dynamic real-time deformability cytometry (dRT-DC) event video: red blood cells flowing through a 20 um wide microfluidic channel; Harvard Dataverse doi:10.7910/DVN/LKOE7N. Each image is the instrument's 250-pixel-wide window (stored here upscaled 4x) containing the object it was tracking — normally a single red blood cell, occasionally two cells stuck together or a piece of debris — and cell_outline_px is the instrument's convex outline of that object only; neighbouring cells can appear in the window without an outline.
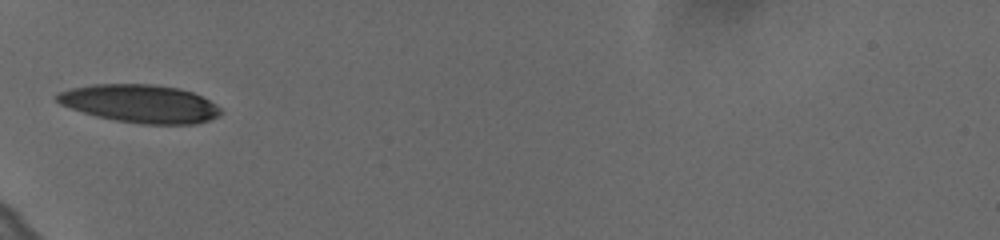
{"species": "human", "species_latin": "Homo sapiens", "temperature_condition": "cold", "stored_images_in_passage": 6, "camera_frame_rate_fps": 3000, "um_per_image_px": 0.085, "donor": {"sex": "female"}, "frame": {"image": 1, "passage_image": 1, "time_ms": 0.0, "image_size_px": [1000, 240], "cell_outline_px": [[220, 112], [216, 116], [208, 120], [196, 124], [144, 124], [116, 120], [96, 116], [60, 104], [56, 100], [56, 96], [60, 92], [72, 88], [92, 84], [152, 84], [180, 88], [192, 92], [216, 104], [220, 108]], "centroid_in_image_um": [11.91, 8.8], "position_along_channel_um": 73.1, "area_um2": 35.95}}
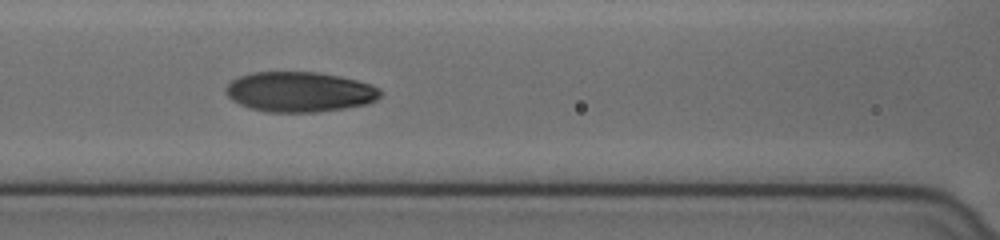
{"frame": {"image": 2, "passage_image": 3, "time_ms": 0.667, "image_size_px": [1000, 240], "cell_outline_px": [[380, 96], [376, 100], [368, 104], [344, 108], [316, 112], [264, 112], [240, 104], [232, 100], [224, 92], [224, 88], [232, 80], [240, 76], [252, 72], [316, 72], [340, 76], [372, 84], [380, 88]], "centroid_in_image_um": [25.46, 7.81], "position_along_channel_um": 141.1, "area_um2": 36.24}}
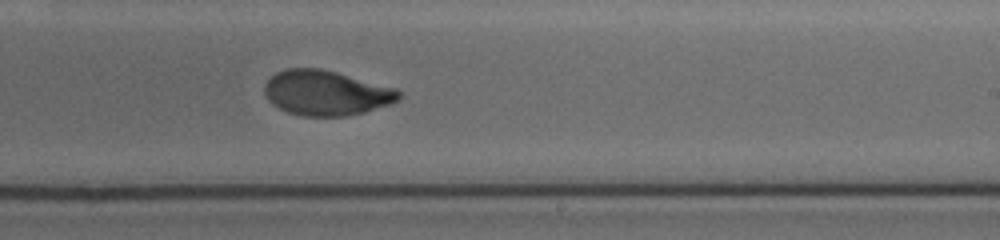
{"frame": {"image": 3, "passage_image": 6, "time_ms": 1.667, "image_size_px": [1000, 240], "cell_outline_px": [[400, 100], [392, 104], [364, 112], [344, 116], [300, 116], [288, 112], [272, 104], [268, 100], [264, 92], [264, 84], [276, 72], [288, 68], [320, 68], [336, 72], [396, 88], [400, 92]], "centroid_in_image_um": [27.72, 7.9], "position_along_channel_um": 261.3, "area_um2": 35.26}}